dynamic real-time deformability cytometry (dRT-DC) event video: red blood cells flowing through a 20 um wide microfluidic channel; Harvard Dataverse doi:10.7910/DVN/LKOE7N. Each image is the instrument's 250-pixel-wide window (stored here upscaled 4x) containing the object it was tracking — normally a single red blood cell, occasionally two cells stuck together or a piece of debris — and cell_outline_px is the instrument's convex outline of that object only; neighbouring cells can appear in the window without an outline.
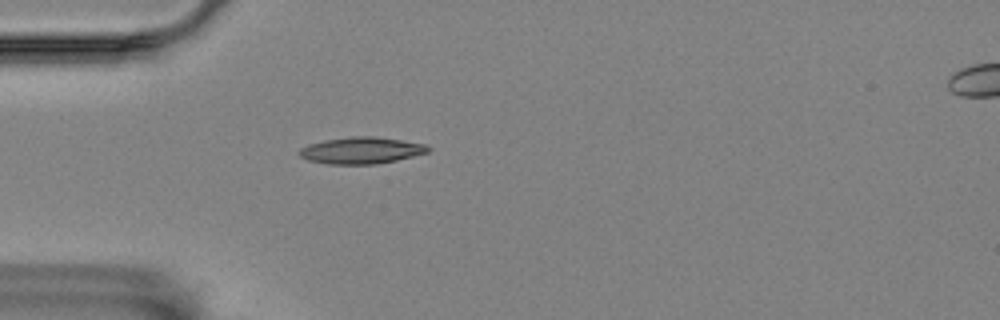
{"species": "Egyptian fruit bat (a non-hibernating species)", "species_latin": "Rousettus aegyptiacus", "temperature_condition": "room temperature", "stored_images_in_passage": 1, "camera_frame_rate_fps": 3000, "um_per_image_px": 0.085, "animal": {"sex": "female"}, "frame": {"image": 1, "passage_image": 1, "time_ms": 0.0, "image_size_px": [1000, 320], "cell_outline_px": [[432, 148], [428, 152], [396, 160], [376, 164], [328, 164], [308, 160], [300, 156], [296, 152], [300, 148], [308, 144], [324, 140], [352, 136], [376, 136], [424, 144]], "centroid_in_image_um": [30.67, 12.78], "position_along_channel_um": 54.3, "area_um2": 20.0}}